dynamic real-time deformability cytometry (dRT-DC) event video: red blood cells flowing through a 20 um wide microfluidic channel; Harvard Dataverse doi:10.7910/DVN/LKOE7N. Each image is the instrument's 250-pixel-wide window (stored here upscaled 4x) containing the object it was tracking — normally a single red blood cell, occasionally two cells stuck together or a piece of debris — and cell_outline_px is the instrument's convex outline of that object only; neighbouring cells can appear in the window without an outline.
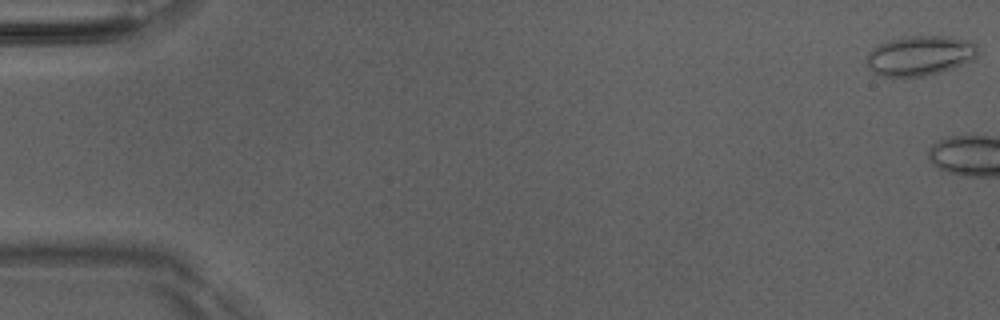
{"species": "Egyptian fruit bat (a non-hibernating species)", "species_latin": "Rousettus aegyptiacus", "temperature_condition": "room temperature", "stored_images_in_passage": 4, "camera_frame_rate_fps": 3000, "um_per_image_px": 0.085, "animal": {"sex": "male"}, "frame": {"image": 1, "passage_image": 1, "time_ms": 0.0, "image_size_px": [1000, 320], "cell_outline_px": [[980, 52], [972, 60], [952, 68], [924, 76], [904, 80], [876, 76], [868, 68], [868, 52], [872, 48], [888, 40], [908, 36], [948, 36], [972, 40], [976, 44]], "centroid_in_image_um": [78.17, 4.76], "position_along_channel_um": 6.8, "area_um2": 26.65}}